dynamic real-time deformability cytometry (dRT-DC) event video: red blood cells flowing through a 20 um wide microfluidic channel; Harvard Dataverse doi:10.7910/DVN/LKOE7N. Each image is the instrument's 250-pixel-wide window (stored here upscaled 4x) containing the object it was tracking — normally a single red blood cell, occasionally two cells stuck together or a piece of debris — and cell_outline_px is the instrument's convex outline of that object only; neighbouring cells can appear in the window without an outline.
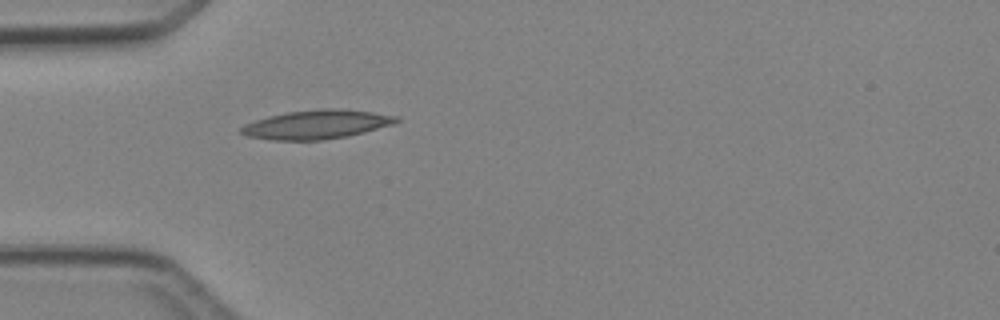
{"species": "Egyptian fruit bat (a non-hibernating species)", "species_latin": "Rousettus aegyptiacus", "temperature_condition": "cold", "stored_images_in_passage": 1, "camera_frame_rate_fps": 3000, "um_per_image_px": 0.085, "animal": {"sex": "female"}, "frame": {"image": 1, "passage_image": 1, "time_ms": 0.0, "image_size_px": [1000, 320], "cell_outline_px": [[400, 120], [396, 124], [348, 136], [320, 140], [272, 140], [248, 136], [240, 132], [240, 128], [244, 124], [268, 116], [288, 112], [320, 108], [340, 108], [372, 112], [400, 116]], "centroid_in_image_um": [26.96, 10.57], "position_along_channel_um": 58.0, "area_um2": 26.3}}